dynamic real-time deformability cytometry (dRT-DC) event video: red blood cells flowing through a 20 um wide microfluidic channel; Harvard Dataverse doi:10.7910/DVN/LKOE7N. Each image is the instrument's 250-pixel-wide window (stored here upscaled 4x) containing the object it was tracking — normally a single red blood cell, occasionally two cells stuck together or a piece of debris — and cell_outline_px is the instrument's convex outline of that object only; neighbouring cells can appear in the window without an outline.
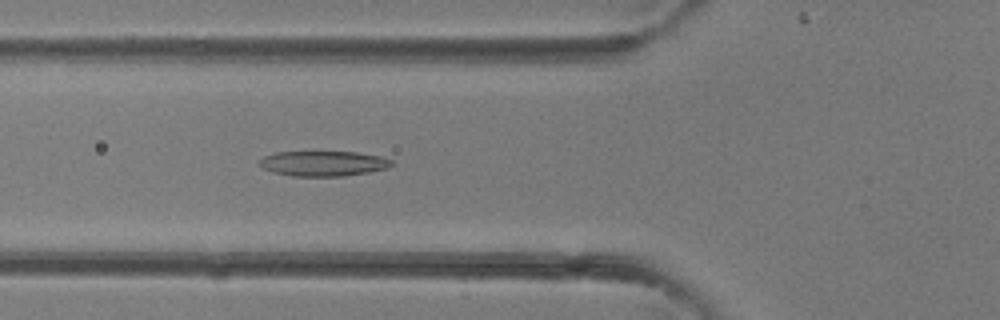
{"species": "common noctule bat (a hibernating species)", "species_latin": "Nyctalus noctula", "temperature_condition": "room temperature", "stored_images_in_passage": 39, "camera_frame_rate_fps": 3000, "um_per_image_px": 0.085, "animal": {"sex": "female"}, "frame": {"image": 1, "passage_image": 14, "time_ms": 4.333, "image_size_px": [1000, 320], "cell_outline_px": [[392, 164], [388, 168], [368, 172], [344, 176], [292, 176], [272, 172], [264, 168], [260, 164], [260, 160], [264, 156], [276, 152], [356, 152], [380, 156], [392, 160]], "centroid_in_image_um": [27.49, 13.9], "position_along_channel_um": 98.3, "area_um2": 19.25}}
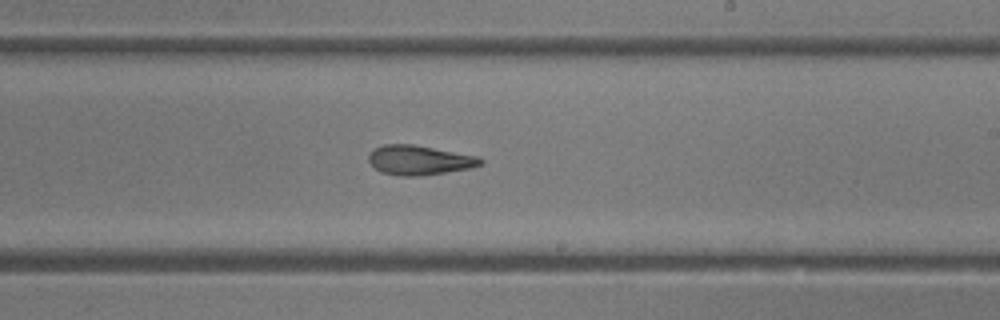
{"frame": {"image": 2, "passage_image": 23, "time_ms": 7.333, "image_size_px": [1000, 320], "cell_outline_px": [[484, 160], [480, 164], [468, 168], [444, 172], [416, 176], [400, 176], [380, 172], [368, 160], [368, 156], [376, 148], [384, 144], [412, 144], [480, 156]], "centroid_in_image_um": [35.64, 13.6], "position_along_channel_um": 253.4, "area_um2": 19.02}}
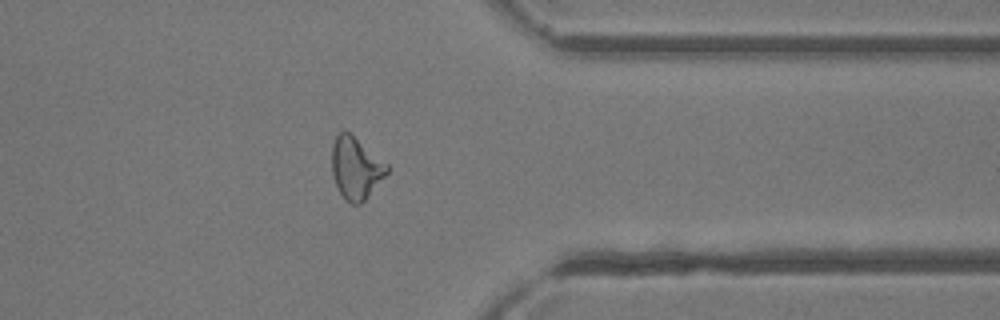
{"frame": {"image": 3, "passage_image": 31, "time_ms": 10.0, "image_size_px": [1000, 320], "cell_outline_px": [[388, 172], [364, 200], [360, 204], [352, 204], [344, 200], [336, 184], [332, 172], [332, 144], [336, 136], [340, 132], [348, 132], [388, 164]], "centroid_in_image_um": [30.23, 14.3], "position_along_channel_um": 381.2, "area_um2": 19.48}}